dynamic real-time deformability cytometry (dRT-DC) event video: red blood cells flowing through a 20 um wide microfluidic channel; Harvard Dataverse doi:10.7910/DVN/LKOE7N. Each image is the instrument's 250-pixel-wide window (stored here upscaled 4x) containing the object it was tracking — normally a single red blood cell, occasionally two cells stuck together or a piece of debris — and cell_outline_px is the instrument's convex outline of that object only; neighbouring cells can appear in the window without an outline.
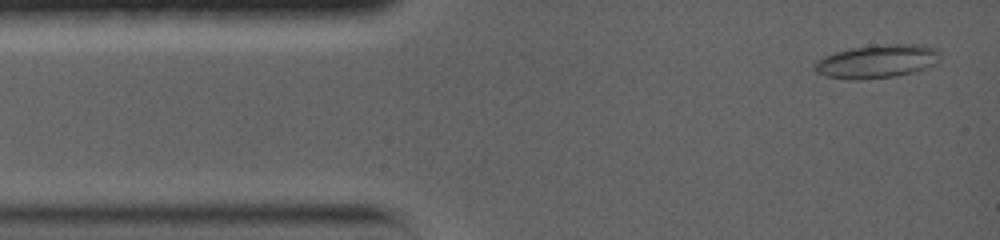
{"species": "common noctule bat (a hibernating species)", "species_latin": "Nyctalus noctula", "temperature_condition": "warm", "stored_images_in_passage": 100, "camera_frame_rate_fps": 5000, "um_per_image_px": 0.085, "animal": {"sex": "female", "body_mass_g": 19.0, "forearm_length_mm": 56.7}, "frame": {"image": 1, "passage_image": 2, "time_ms": 0.2, "image_size_px": [1000, 240], "cell_outline_px": [[940, 60], [936, 64], [912, 72], [896, 76], [860, 80], [848, 80], [824, 76], [816, 72], [816, 60], [824, 56], [836, 52], [852, 48], [884, 44], [924, 44], [936, 48], [940, 52]], "centroid_in_image_um": [74.58, 5.22], "position_along_channel_um": 10.4, "area_um2": 24.57}}
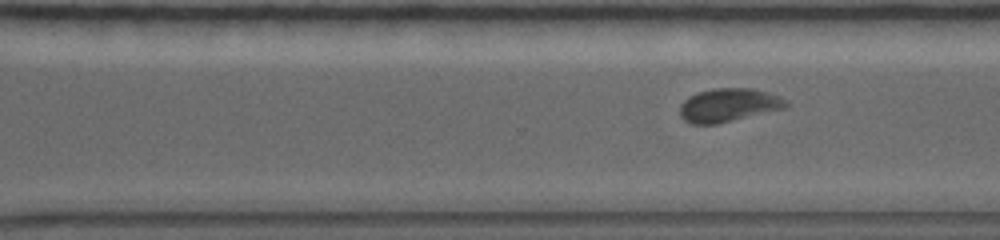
{"frame": {"image": 2, "passage_image": 51, "time_ms": 9.8, "image_size_px": [1000, 240], "cell_outline_px": [[788, 104], [784, 108], [716, 124], [692, 124], [684, 120], [680, 116], [680, 104], [688, 96], [696, 92], [712, 88], [752, 88], [768, 92], [784, 100]], "centroid_in_image_um": [61.85, 8.92], "position_along_channel_um": 308.8, "area_um2": 20.52}}
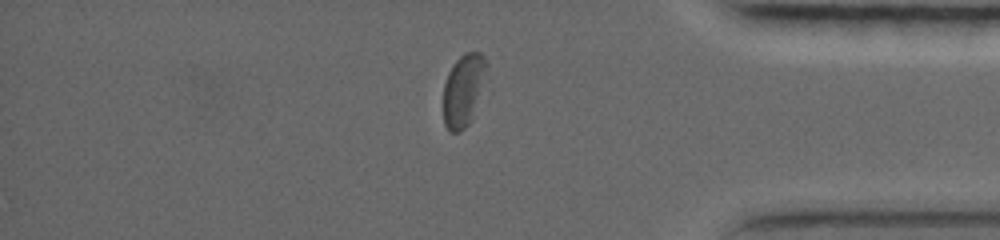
{"frame": {"image": 3, "passage_image": 75, "time_ms": 12.6, "image_size_px": [1000, 240], "cell_outline_px": [[488, 64], [468, 124], [460, 132], [448, 132], [444, 124], [444, 84], [448, 72], [456, 60], [464, 52], [480, 52], [484, 56]], "centroid_in_image_um": [39.34, 7.62], "position_along_channel_um": 395.9, "area_um2": 17.51}, "authors_computed_cell_mechanics": {"area_um2": 20.4612, "velocity_mm_per_s": 3.7571, "shape_relaxation_time_tau1_ms": 10.4249, "shape_relaxation_time_tau2_ms": 2.411, "deformation_change_tau1": 0.1916, "deformation_change_tau2": 0.0692}}